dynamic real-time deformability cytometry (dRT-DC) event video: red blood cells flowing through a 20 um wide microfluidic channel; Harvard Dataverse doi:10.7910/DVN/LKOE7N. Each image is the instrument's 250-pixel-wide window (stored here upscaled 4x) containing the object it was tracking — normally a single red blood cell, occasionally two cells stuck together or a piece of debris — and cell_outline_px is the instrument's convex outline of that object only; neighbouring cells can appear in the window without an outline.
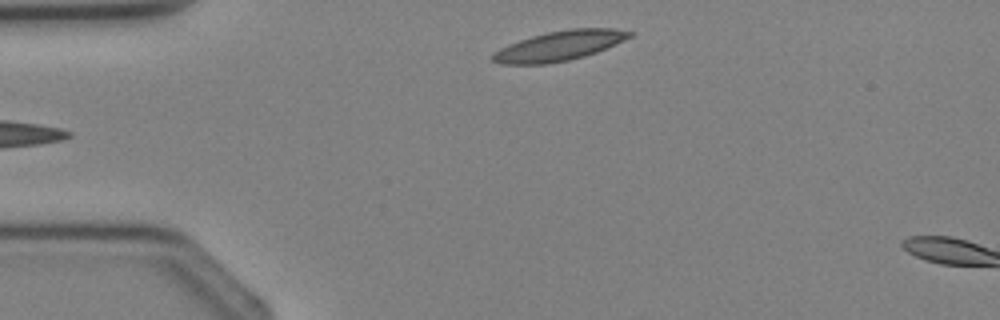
{"species": "Egyptian fruit bat (a non-hibernating species)", "species_latin": "Rousettus aegyptiacus", "temperature_condition": "cold", "stored_images_in_passage": 2, "camera_frame_rate_fps": 3000, "um_per_image_px": 0.085, "animal": {"sex": "female"}, "frame": {"image": 1, "passage_image": 1, "time_ms": 0.0, "image_size_px": [1000, 320], "cell_outline_px": [[636, 32], [632, 36], [624, 40], [596, 52], [584, 56], [568, 60], [544, 64], [500, 64], [492, 60], [492, 52], [508, 44], [532, 36], [548, 32], [568, 28], [616, 28]], "centroid_in_image_um": [47.55, 3.88], "position_along_channel_um": 37.4, "area_um2": 23.76}}